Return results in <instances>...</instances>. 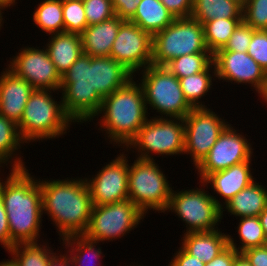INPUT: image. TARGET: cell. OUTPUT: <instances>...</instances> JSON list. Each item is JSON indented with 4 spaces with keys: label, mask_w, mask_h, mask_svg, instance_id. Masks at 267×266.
Wrapping results in <instances>:
<instances>
[{
    "label": "cell",
    "mask_w": 267,
    "mask_h": 266,
    "mask_svg": "<svg viewBox=\"0 0 267 266\" xmlns=\"http://www.w3.org/2000/svg\"><path fill=\"white\" fill-rule=\"evenodd\" d=\"M28 170L11 169L5 181L0 178V197L7 213L10 239L14 244L40 241L42 194L38 179Z\"/></svg>",
    "instance_id": "1"
},
{
    "label": "cell",
    "mask_w": 267,
    "mask_h": 266,
    "mask_svg": "<svg viewBox=\"0 0 267 266\" xmlns=\"http://www.w3.org/2000/svg\"><path fill=\"white\" fill-rule=\"evenodd\" d=\"M43 214L52 219L60 238L82 235L89 224L93 208L85 179L40 180Z\"/></svg>",
    "instance_id": "2"
},
{
    "label": "cell",
    "mask_w": 267,
    "mask_h": 266,
    "mask_svg": "<svg viewBox=\"0 0 267 266\" xmlns=\"http://www.w3.org/2000/svg\"><path fill=\"white\" fill-rule=\"evenodd\" d=\"M100 119H98L100 116ZM97 122L109 142L125 148L148 120L144 92L139 83L131 79L124 87L103 99Z\"/></svg>",
    "instance_id": "3"
},
{
    "label": "cell",
    "mask_w": 267,
    "mask_h": 266,
    "mask_svg": "<svg viewBox=\"0 0 267 266\" xmlns=\"http://www.w3.org/2000/svg\"><path fill=\"white\" fill-rule=\"evenodd\" d=\"M54 90L34 89L30 94L18 130L25 143L51 140L67 133L73 120L66 114L61 101L51 95Z\"/></svg>",
    "instance_id": "4"
},
{
    "label": "cell",
    "mask_w": 267,
    "mask_h": 266,
    "mask_svg": "<svg viewBox=\"0 0 267 266\" xmlns=\"http://www.w3.org/2000/svg\"><path fill=\"white\" fill-rule=\"evenodd\" d=\"M64 111L75 122L93 121L103 99L92 89L91 56L82 53L61 77Z\"/></svg>",
    "instance_id": "5"
},
{
    "label": "cell",
    "mask_w": 267,
    "mask_h": 266,
    "mask_svg": "<svg viewBox=\"0 0 267 266\" xmlns=\"http://www.w3.org/2000/svg\"><path fill=\"white\" fill-rule=\"evenodd\" d=\"M138 73L142 74L138 80L147 109L149 106L152 110H157L161 118L181 119L193 109L184 97L179 79L165 66L151 64Z\"/></svg>",
    "instance_id": "6"
},
{
    "label": "cell",
    "mask_w": 267,
    "mask_h": 266,
    "mask_svg": "<svg viewBox=\"0 0 267 266\" xmlns=\"http://www.w3.org/2000/svg\"><path fill=\"white\" fill-rule=\"evenodd\" d=\"M154 160L136 159L129 164L128 199L145 215L148 210L165 213L172 187Z\"/></svg>",
    "instance_id": "7"
},
{
    "label": "cell",
    "mask_w": 267,
    "mask_h": 266,
    "mask_svg": "<svg viewBox=\"0 0 267 266\" xmlns=\"http://www.w3.org/2000/svg\"><path fill=\"white\" fill-rule=\"evenodd\" d=\"M194 53H211L205 43L203 24L192 17L175 18L153 36L152 64L165 66L171 60Z\"/></svg>",
    "instance_id": "8"
},
{
    "label": "cell",
    "mask_w": 267,
    "mask_h": 266,
    "mask_svg": "<svg viewBox=\"0 0 267 266\" xmlns=\"http://www.w3.org/2000/svg\"><path fill=\"white\" fill-rule=\"evenodd\" d=\"M129 149L133 153L137 152L136 158L143 160H154L153 153L159 156L183 155L185 149L184 120L161 118L159 115L148 118L137 135L123 150L128 152Z\"/></svg>",
    "instance_id": "9"
},
{
    "label": "cell",
    "mask_w": 267,
    "mask_h": 266,
    "mask_svg": "<svg viewBox=\"0 0 267 266\" xmlns=\"http://www.w3.org/2000/svg\"><path fill=\"white\" fill-rule=\"evenodd\" d=\"M176 191L172 189L165 212H174L186 224V232L183 234L219 229L217 225L222 220L223 203L216 196L209 194L203 187Z\"/></svg>",
    "instance_id": "10"
},
{
    "label": "cell",
    "mask_w": 267,
    "mask_h": 266,
    "mask_svg": "<svg viewBox=\"0 0 267 266\" xmlns=\"http://www.w3.org/2000/svg\"><path fill=\"white\" fill-rule=\"evenodd\" d=\"M145 216L129 199L112 204L93 205L90 221L83 235L99 243L110 242L137 228Z\"/></svg>",
    "instance_id": "11"
},
{
    "label": "cell",
    "mask_w": 267,
    "mask_h": 266,
    "mask_svg": "<svg viewBox=\"0 0 267 266\" xmlns=\"http://www.w3.org/2000/svg\"><path fill=\"white\" fill-rule=\"evenodd\" d=\"M185 149L195 168L208 155L219 135L229 125L208 107L193 108L184 117Z\"/></svg>",
    "instance_id": "12"
},
{
    "label": "cell",
    "mask_w": 267,
    "mask_h": 266,
    "mask_svg": "<svg viewBox=\"0 0 267 266\" xmlns=\"http://www.w3.org/2000/svg\"><path fill=\"white\" fill-rule=\"evenodd\" d=\"M238 132L232 127V124H229L219 135L208 155L196 167L200 182L214 172L225 170L242 162L252 161V144L248 142L246 136Z\"/></svg>",
    "instance_id": "13"
},
{
    "label": "cell",
    "mask_w": 267,
    "mask_h": 266,
    "mask_svg": "<svg viewBox=\"0 0 267 266\" xmlns=\"http://www.w3.org/2000/svg\"><path fill=\"white\" fill-rule=\"evenodd\" d=\"M153 37L135 23L124 20L113 42L110 57L133 75L152 64Z\"/></svg>",
    "instance_id": "14"
},
{
    "label": "cell",
    "mask_w": 267,
    "mask_h": 266,
    "mask_svg": "<svg viewBox=\"0 0 267 266\" xmlns=\"http://www.w3.org/2000/svg\"><path fill=\"white\" fill-rule=\"evenodd\" d=\"M7 65L14 75L25 79L34 89L60 91L61 76L43 46L21 48Z\"/></svg>",
    "instance_id": "15"
},
{
    "label": "cell",
    "mask_w": 267,
    "mask_h": 266,
    "mask_svg": "<svg viewBox=\"0 0 267 266\" xmlns=\"http://www.w3.org/2000/svg\"><path fill=\"white\" fill-rule=\"evenodd\" d=\"M124 153L106 163L92 179L84 177L93 205L112 204L128 199L129 161L128 155Z\"/></svg>",
    "instance_id": "16"
},
{
    "label": "cell",
    "mask_w": 267,
    "mask_h": 266,
    "mask_svg": "<svg viewBox=\"0 0 267 266\" xmlns=\"http://www.w3.org/2000/svg\"><path fill=\"white\" fill-rule=\"evenodd\" d=\"M216 79L237 84H249L257 92L265 70L247 53L217 51L213 54Z\"/></svg>",
    "instance_id": "17"
},
{
    "label": "cell",
    "mask_w": 267,
    "mask_h": 266,
    "mask_svg": "<svg viewBox=\"0 0 267 266\" xmlns=\"http://www.w3.org/2000/svg\"><path fill=\"white\" fill-rule=\"evenodd\" d=\"M34 88L9 69L0 74V114L18 124Z\"/></svg>",
    "instance_id": "18"
},
{
    "label": "cell",
    "mask_w": 267,
    "mask_h": 266,
    "mask_svg": "<svg viewBox=\"0 0 267 266\" xmlns=\"http://www.w3.org/2000/svg\"><path fill=\"white\" fill-rule=\"evenodd\" d=\"M91 78L92 89L104 99L113 91L124 87L131 79H135V75L133 78L131 72L110 56L91 57Z\"/></svg>",
    "instance_id": "19"
},
{
    "label": "cell",
    "mask_w": 267,
    "mask_h": 266,
    "mask_svg": "<svg viewBox=\"0 0 267 266\" xmlns=\"http://www.w3.org/2000/svg\"><path fill=\"white\" fill-rule=\"evenodd\" d=\"M251 165V161L233 165L225 170L210 174L203 182L199 183L203 184L201 187L206 186V188L210 184L211 189L225 201L223 202L224 207L232 197L255 180L253 172H251Z\"/></svg>",
    "instance_id": "20"
},
{
    "label": "cell",
    "mask_w": 267,
    "mask_h": 266,
    "mask_svg": "<svg viewBox=\"0 0 267 266\" xmlns=\"http://www.w3.org/2000/svg\"><path fill=\"white\" fill-rule=\"evenodd\" d=\"M123 21L115 15L99 24L87 26L80 34L83 53L91 57L110 56L113 42Z\"/></svg>",
    "instance_id": "21"
},
{
    "label": "cell",
    "mask_w": 267,
    "mask_h": 266,
    "mask_svg": "<svg viewBox=\"0 0 267 266\" xmlns=\"http://www.w3.org/2000/svg\"><path fill=\"white\" fill-rule=\"evenodd\" d=\"M228 235L220 229L207 232H191L181 238V247L191 256L209 263L228 246Z\"/></svg>",
    "instance_id": "22"
},
{
    "label": "cell",
    "mask_w": 267,
    "mask_h": 266,
    "mask_svg": "<svg viewBox=\"0 0 267 266\" xmlns=\"http://www.w3.org/2000/svg\"><path fill=\"white\" fill-rule=\"evenodd\" d=\"M50 37L45 48L56 71L62 77L83 53L81 35L63 32L52 34Z\"/></svg>",
    "instance_id": "23"
},
{
    "label": "cell",
    "mask_w": 267,
    "mask_h": 266,
    "mask_svg": "<svg viewBox=\"0 0 267 266\" xmlns=\"http://www.w3.org/2000/svg\"><path fill=\"white\" fill-rule=\"evenodd\" d=\"M224 206L222 207V218L224 216L223 211H226V209L229 214L234 215L236 218L259 216L267 206V189L254 180Z\"/></svg>",
    "instance_id": "24"
},
{
    "label": "cell",
    "mask_w": 267,
    "mask_h": 266,
    "mask_svg": "<svg viewBox=\"0 0 267 266\" xmlns=\"http://www.w3.org/2000/svg\"><path fill=\"white\" fill-rule=\"evenodd\" d=\"M175 18L161 0H142L129 21L153 37L170 25Z\"/></svg>",
    "instance_id": "25"
},
{
    "label": "cell",
    "mask_w": 267,
    "mask_h": 266,
    "mask_svg": "<svg viewBox=\"0 0 267 266\" xmlns=\"http://www.w3.org/2000/svg\"><path fill=\"white\" fill-rule=\"evenodd\" d=\"M21 144L25 142L20 136L18 125L0 114V167L11 163L12 168L9 169L26 168L21 155L18 157L17 154L18 149L22 148Z\"/></svg>",
    "instance_id": "26"
},
{
    "label": "cell",
    "mask_w": 267,
    "mask_h": 266,
    "mask_svg": "<svg viewBox=\"0 0 267 266\" xmlns=\"http://www.w3.org/2000/svg\"><path fill=\"white\" fill-rule=\"evenodd\" d=\"M191 17L202 24L220 18H243V8L231 0H192Z\"/></svg>",
    "instance_id": "27"
},
{
    "label": "cell",
    "mask_w": 267,
    "mask_h": 266,
    "mask_svg": "<svg viewBox=\"0 0 267 266\" xmlns=\"http://www.w3.org/2000/svg\"><path fill=\"white\" fill-rule=\"evenodd\" d=\"M213 76L216 78L214 63L200 73H196L184 78H178L184 97L193 108L207 107L204 105L205 103L202 101L200 102L199 100L207 95V93L210 92L209 90L212 89V81L216 80L213 78Z\"/></svg>",
    "instance_id": "28"
},
{
    "label": "cell",
    "mask_w": 267,
    "mask_h": 266,
    "mask_svg": "<svg viewBox=\"0 0 267 266\" xmlns=\"http://www.w3.org/2000/svg\"><path fill=\"white\" fill-rule=\"evenodd\" d=\"M61 240H63L62 243L63 245H65L64 248L69 249L66 250V252H70L68 256L71 260L72 266H89V264L93 261L92 258L99 260L101 256L104 255L101 251V247H98L97 245L99 244V242L90 240L86 238L83 234L71 235L60 239V241ZM88 255H90L92 258H89ZM98 262V265L101 266V259ZM87 263L88 265H85ZM92 266H94V264Z\"/></svg>",
    "instance_id": "29"
},
{
    "label": "cell",
    "mask_w": 267,
    "mask_h": 266,
    "mask_svg": "<svg viewBox=\"0 0 267 266\" xmlns=\"http://www.w3.org/2000/svg\"><path fill=\"white\" fill-rule=\"evenodd\" d=\"M239 220L236 232L239 234L241 245L237 247L233 237L228 235V245L230 247H233L238 253H242L249 248L267 245V237L258 216L241 217Z\"/></svg>",
    "instance_id": "30"
},
{
    "label": "cell",
    "mask_w": 267,
    "mask_h": 266,
    "mask_svg": "<svg viewBox=\"0 0 267 266\" xmlns=\"http://www.w3.org/2000/svg\"><path fill=\"white\" fill-rule=\"evenodd\" d=\"M33 22L37 28L47 33L52 34L64 32V20L62 0H42L38 7L33 12Z\"/></svg>",
    "instance_id": "31"
},
{
    "label": "cell",
    "mask_w": 267,
    "mask_h": 266,
    "mask_svg": "<svg viewBox=\"0 0 267 266\" xmlns=\"http://www.w3.org/2000/svg\"><path fill=\"white\" fill-rule=\"evenodd\" d=\"M243 18L214 19L203 23L204 38L208 50L214 54L225 47Z\"/></svg>",
    "instance_id": "32"
},
{
    "label": "cell",
    "mask_w": 267,
    "mask_h": 266,
    "mask_svg": "<svg viewBox=\"0 0 267 266\" xmlns=\"http://www.w3.org/2000/svg\"><path fill=\"white\" fill-rule=\"evenodd\" d=\"M47 243H19L15 244L8 253L17 266H48L51 257L56 253Z\"/></svg>",
    "instance_id": "33"
},
{
    "label": "cell",
    "mask_w": 267,
    "mask_h": 266,
    "mask_svg": "<svg viewBox=\"0 0 267 266\" xmlns=\"http://www.w3.org/2000/svg\"><path fill=\"white\" fill-rule=\"evenodd\" d=\"M212 63V53H194L177 57L165 67L177 78H184L206 70Z\"/></svg>",
    "instance_id": "34"
},
{
    "label": "cell",
    "mask_w": 267,
    "mask_h": 266,
    "mask_svg": "<svg viewBox=\"0 0 267 266\" xmlns=\"http://www.w3.org/2000/svg\"><path fill=\"white\" fill-rule=\"evenodd\" d=\"M64 32L81 34L88 26L83 0H62Z\"/></svg>",
    "instance_id": "35"
},
{
    "label": "cell",
    "mask_w": 267,
    "mask_h": 266,
    "mask_svg": "<svg viewBox=\"0 0 267 266\" xmlns=\"http://www.w3.org/2000/svg\"><path fill=\"white\" fill-rule=\"evenodd\" d=\"M243 21L254 30H267V0H249L243 8Z\"/></svg>",
    "instance_id": "36"
},
{
    "label": "cell",
    "mask_w": 267,
    "mask_h": 266,
    "mask_svg": "<svg viewBox=\"0 0 267 266\" xmlns=\"http://www.w3.org/2000/svg\"><path fill=\"white\" fill-rule=\"evenodd\" d=\"M88 26L99 24L114 17L112 0H83Z\"/></svg>",
    "instance_id": "37"
},
{
    "label": "cell",
    "mask_w": 267,
    "mask_h": 266,
    "mask_svg": "<svg viewBox=\"0 0 267 266\" xmlns=\"http://www.w3.org/2000/svg\"><path fill=\"white\" fill-rule=\"evenodd\" d=\"M255 30L242 21L232 33L228 43L218 51L247 52Z\"/></svg>",
    "instance_id": "38"
},
{
    "label": "cell",
    "mask_w": 267,
    "mask_h": 266,
    "mask_svg": "<svg viewBox=\"0 0 267 266\" xmlns=\"http://www.w3.org/2000/svg\"><path fill=\"white\" fill-rule=\"evenodd\" d=\"M247 53L267 71V30H255Z\"/></svg>",
    "instance_id": "39"
},
{
    "label": "cell",
    "mask_w": 267,
    "mask_h": 266,
    "mask_svg": "<svg viewBox=\"0 0 267 266\" xmlns=\"http://www.w3.org/2000/svg\"><path fill=\"white\" fill-rule=\"evenodd\" d=\"M142 0H112L113 9L116 16L122 20H130L136 10L137 6Z\"/></svg>",
    "instance_id": "40"
},
{
    "label": "cell",
    "mask_w": 267,
    "mask_h": 266,
    "mask_svg": "<svg viewBox=\"0 0 267 266\" xmlns=\"http://www.w3.org/2000/svg\"><path fill=\"white\" fill-rule=\"evenodd\" d=\"M166 8L176 17H191L192 0H161Z\"/></svg>",
    "instance_id": "41"
},
{
    "label": "cell",
    "mask_w": 267,
    "mask_h": 266,
    "mask_svg": "<svg viewBox=\"0 0 267 266\" xmlns=\"http://www.w3.org/2000/svg\"><path fill=\"white\" fill-rule=\"evenodd\" d=\"M0 243L8 252L15 244L10 239L9 223L4 204L0 197Z\"/></svg>",
    "instance_id": "42"
},
{
    "label": "cell",
    "mask_w": 267,
    "mask_h": 266,
    "mask_svg": "<svg viewBox=\"0 0 267 266\" xmlns=\"http://www.w3.org/2000/svg\"><path fill=\"white\" fill-rule=\"evenodd\" d=\"M176 252L168 266H205L203 261L191 256L182 247H179Z\"/></svg>",
    "instance_id": "43"
},
{
    "label": "cell",
    "mask_w": 267,
    "mask_h": 266,
    "mask_svg": "<svg viewBox=\"0 0 267 266\" xmlns=\"http://www.w3.org/2000/svg\"><path fill=\"white\" fill-rule=\"evenodd\" d=\"M242 254L247 258L251 266H267V245L249 248Z\"/></svg>",
    "instance_id": "44"
},
{
    "label": "cell",
    "mask_w": 267,
    "mask_h": 266,
    "mask_svg": "<svg viewBox=\"0 0 267 266\" xmlns=\"http://www.w3.org/2000/svg\"><path fill=\"white\" fill-rule=\"evenodd\" d=\"M238 254L239 253L233 247L228 245L209 263H205V266H232L233 261Z\"/></svg>",
    "instance_id": "45"
},
{
    "label": "cell",
    "mask_w": 267,
    "mask_h": 266,
    "mask_svg": "<svg viewBox=\"0 0 267 266\" xmlns=\"http://www.w3.org/2000/svg\"><path fill=\"white\" fill-rule=\"evenodd\" d=\"M48 266H72L71 260L68 256V253L65 252V254H59L55 253L49 263Z\"/></svg>",
    "instance_id": "46"
},
{
    "label": "cell",
    "mask_w": 267,
    "mask_h": 266,
    "mask_svg": "<svg viewBox=\"0 0 267 266\" xmlns=\"http://www.w3.org/2000/svg\"><path fill=\"white\" fill-rule=\"evenodd\" d=\"M258 96L263 99V102L267 104V71L264 74L263 82L260 89L257 91Z\"/></svg>",
    "instance_id": "47"
},
{
    "label": "cell",
    "mask_w": 267,
    "mask_h": 266,
    "mask_svg": "<svg viewBox=\"0 0 267 266\" xmlns=\"http://www.w3.org/2000/svg\"><path fill=\"white\" fill-rule=\"evenodd\" d=\"M232 266H251V264L242 253H239L235 257Z\"/></svg>",
    "instance_id": "48"
},
{
    "label": "cell",
    "mask_w": 267,
    "mask_h": 266,
    "mask_svg": "<svg viewBox=\"0 0 267 266\" xmlns=\"http://www.w3.org/2000/svg\"><path fill=\"white\" fill-rule=\"evenodd\" d=\"M258 217L260 219L261 226L263 227L264 234L267 237V206Z\"/></svg>",
    "instance_id": "49"
},
{
    "label": "cell",
    "mask_w": 267,
    "mask_h": 266,
    "mask_svg": "<svg viewBox=\"0 0 267 266\" xmlns=\"http://www.w3.org/2000/svg\"><path fill=\"white\" fill-rule=\"evenodd\" d=\"M16 0H0V6L3 7L4 9L10 8V6H14L17 4Z\"/></svg>",
    "instance_id": "50"
},
{
    "label": "cell",
    "mask_w": 267,
    "mask_h": 266,
    "mask_svg": "<svg viewBox=\"0 0 267 266\" xmlns=\"http://www.w3.org/2000/svg\"><path fill=\"white\" fill-rule=\"evenodd\" d=\"M0 266H17L13 259L0 262Z\"/></svg>",
    "instance_id": "51"
},
{
    "label": "cell",
    "mask_w": 267,
    "mask_h": 266,
    "mask_svg": "<svg viewBox=\"0 0 267 266\" xmlns=\"http://www.w3.org/2000/svg\"><path fill=\"white\" fill-rule=\"evenodd\" d=\"M231 1H234L235 3L239 4L242 8L245 7L246 3L249 1V0H231Z\"/></svg>",
    "instance_id": "52"
},
{
    "label": "cell",
    "mask_w": 267,
    "mask_h": 266,
    "mask_svg": "<svg viewBox=\"0 0 267 266\" xmlns=\"http://www.w3.org/2000/svg\"><path fill=\"white\" fill-rule=\"evenodd\" d=\"M2 10H5L3 7H1L0 6V30H1V27L3 26V24L2 23H4L3 21H4V19L2 18L3 16V14L2 13H4V12H2Z\"/></svg>",
    "instance_id": "53"
}]
</instances>
